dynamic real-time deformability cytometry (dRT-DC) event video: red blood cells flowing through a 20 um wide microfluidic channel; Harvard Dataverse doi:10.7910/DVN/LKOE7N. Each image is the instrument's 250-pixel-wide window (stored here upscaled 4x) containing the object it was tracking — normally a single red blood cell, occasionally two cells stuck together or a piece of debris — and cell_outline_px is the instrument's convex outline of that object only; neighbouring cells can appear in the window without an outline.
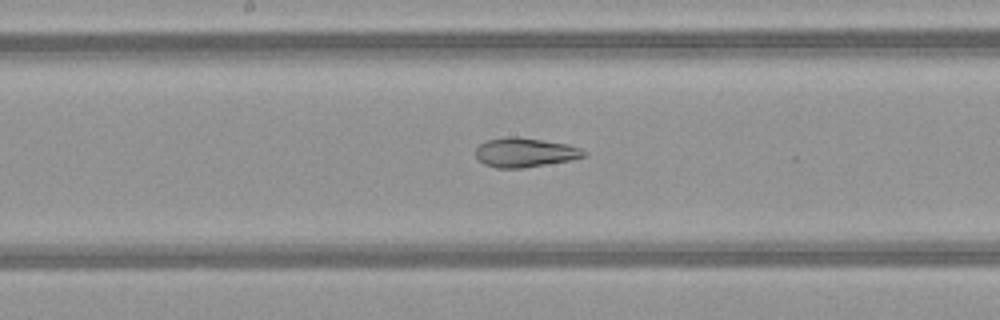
{"species": "common noctule bat (a hibernating species)", "species_latin": "Nyctalus noctula", "temperature_condition": "warm", "stored_images_in_passage": 35, "camera_frame_rate_fps": 3000, "um_per_image_px": 0.085, "animal": {"sex": "female", "body_mass_g": 21.9}, "frame": {"image": 1, "passage_image": 12, "time_ms": 3.667, "image_size_px": [1000, 320], "cell_outline_px": [[588, 152], [584, 156], [568, 160], [524, 168], [496, 168], [484, 164], [476, 156], [476, 148], [480, 144], [488, 140], [508, 136], [516, 136], [568, 144], [580, 148]], "centroid_in_image_um": [44.61, 12.95], "position_along_channel_um": 203.6, "area_um2": 18.32}}
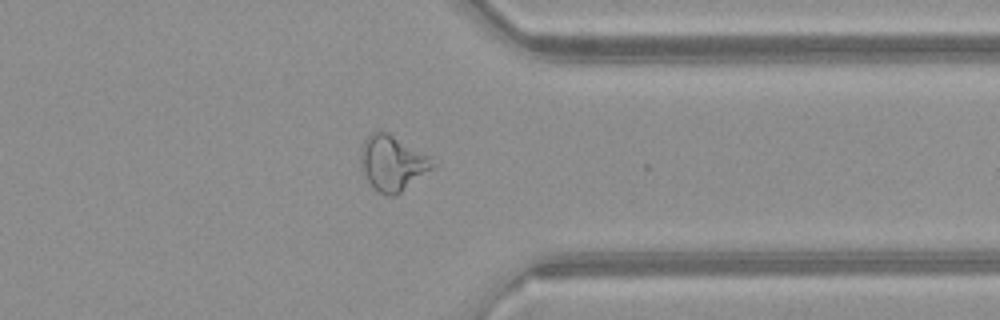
{"frame": {"image": 2, "passage_image": 25, "time_ms": 8.0, "image_size_px": [1000, 320], "cell_outline_px": [[436, 164], [432, 168], [400, 192], [392, 196], [388, 196], [376, 192], [368, 180], [360, 164], [360, 144], [372, 132], [388, 132], [428, 156]], "centroid_in_image_um": [33.3, 13.86], "position_along_channel_um": 378.1, "area_um2": 22.72}}
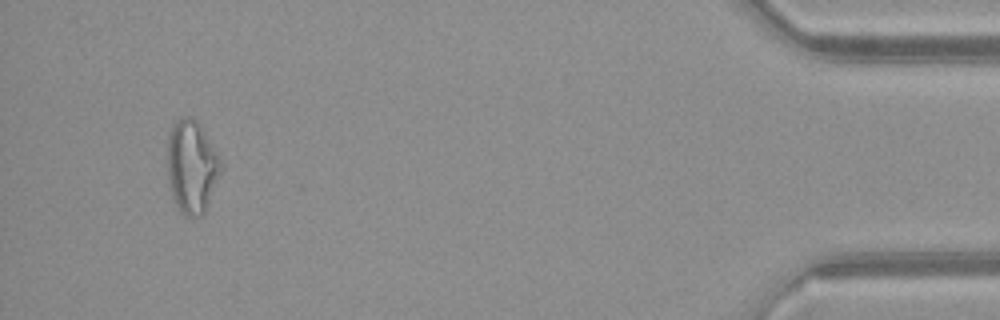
{"frame": {"image": 3, "passage_image": 33, "time_ms": 10.667, "image_size_px": [1000, 320], "cell_outline_px": [[224, 168], [208, 204], [204, 212], [200, 216], [184, 216], [180, 212], [172, 200], [168, 184], [168, 136], [172, 124], [176, 120], [184, 116], [188, 116], [196, 120], [200, 124], [220, 156], [224, 164]], "centroid_in_image_um": [16.32, 14.18], "position_along_channel_um": 418.9, "area_um2": 29.65}, "authors_computed_cell_mechanics": {"area_um2": 20.0566, "velocity_mm_per_s": 4.1305, "shape_relaxation_time_tau1_ms": null, "shape_relaxation_time_tau2_ms": 1.7268, "deformation_change_tau1": null, "deformation_change_tau2": 0.0916}}